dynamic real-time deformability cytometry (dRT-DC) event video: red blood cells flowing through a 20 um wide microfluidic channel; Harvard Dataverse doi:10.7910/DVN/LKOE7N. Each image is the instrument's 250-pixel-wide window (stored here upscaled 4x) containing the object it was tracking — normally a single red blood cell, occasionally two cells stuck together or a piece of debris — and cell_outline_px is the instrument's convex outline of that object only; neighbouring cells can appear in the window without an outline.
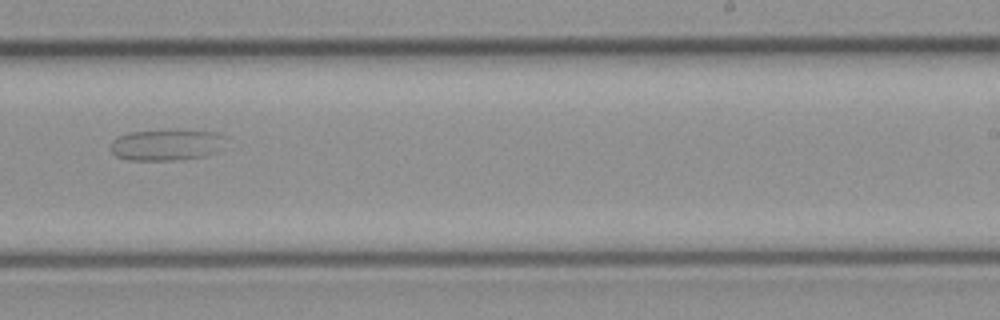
{"species": "common noctule bat (a hibernating species)", "species_latin": "Nyctalus noctula", "temperature_condition": "cold", "stored_images_in_passage": 20, "camera_frame_rate_fps": 3000, "um_per_image_px": 0.085, "animal": {"sex": "female", "body_mass_g": 21.9}, "frame": {"image": 1, "passage_image": 17, "time_ms": 5.333, "image_size_px": [1000, 320], "cell_outline_px": [[228, 136], [220, 152], [204, 156], [176, 160], [128, 160], [116, 156], [108, 148], [112, 140], [120, 136], [132, 132], [216, 132]], "centroid_in_image_um": [14.18, 12.35], "position_along_channel_um": 274.8, "area_um2": 20.58}}
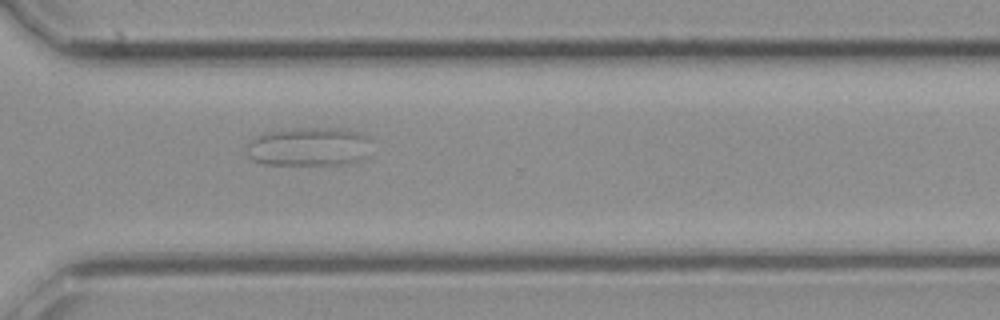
{"frame": {"image": 2, "passage_image": 20, "time_ms": 6.333, "image_size_px": [1000, 320], "cell_outline_px": [[368, 156], [360, 160], [344, 164], [264, 164], [252, 160], [248, 156], [244, 148], [248, 140], [252, 136], [264, 132], [284, 128], [340, 128], [360, 132], [368, 136]], "centroid_in_image_um": [26.17, 12.45], "position_along_channel_um": 344.4, "area_um2": 28.78}}